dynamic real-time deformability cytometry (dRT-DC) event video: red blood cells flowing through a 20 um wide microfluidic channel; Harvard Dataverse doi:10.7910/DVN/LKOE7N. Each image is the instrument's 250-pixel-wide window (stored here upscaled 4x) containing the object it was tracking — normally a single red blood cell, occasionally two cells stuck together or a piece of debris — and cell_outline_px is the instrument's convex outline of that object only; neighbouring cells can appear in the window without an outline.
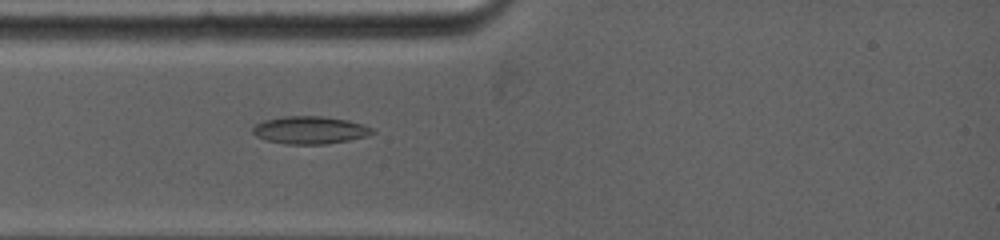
{"species": "common noctule bat (a hibernating species)", "species_latin": "Nyctalus noctula", "temperature_condition": "warm", "stored_images_in_passage": 4, "camera_frame_rate_fps": 5000, "um_per_image_px": 0.085, "animal": {"sex": "female", "body_mass_g": 19.0, "forearm_length_mm": 53.3}, "frame": {"image": 1, "passage_image": 4, "time_ms": 1.4, "image_size_px": [1000, 240], "cell_outline_px": [[376, 132], [364, 136], [348, 140], [324, 144], [288, 144], [268, 140], [256, 136], [252, 132], [252, 128], [256, 124], [264, 120], [284, 116], [320, 116], [344, 120], [360, 124], [372, 128]], "centroid_in_image_um": [26.3, 11.05], "position_along_channel_um": 58.7, "area_um2": 18.84}}